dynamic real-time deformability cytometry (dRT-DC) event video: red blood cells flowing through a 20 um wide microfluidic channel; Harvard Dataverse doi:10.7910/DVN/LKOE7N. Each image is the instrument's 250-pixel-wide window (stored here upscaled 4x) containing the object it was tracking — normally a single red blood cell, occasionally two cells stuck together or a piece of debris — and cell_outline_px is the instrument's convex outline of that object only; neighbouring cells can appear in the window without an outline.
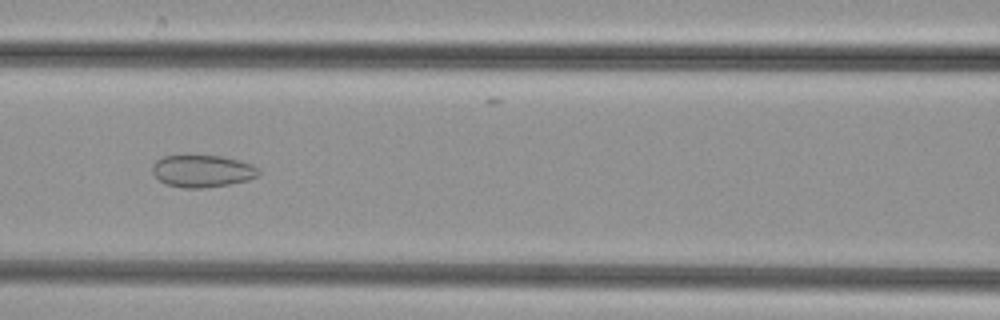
{"species": "common noctule bat (a hibernating species)", "species_latin": "Nyctalus noctula", "temperature_condition": "cold", "stored_images_in_passage": 42, "camera_frame_rate_fps": 3000, "um_per_image_px": 0.085, "animal": {"sex": "female", "body_mass_g": 29.2, "forearm_length_mm": 56.3}, "frame": {"image": 1, "passage_image": 14, "time_ms": 4.333, "image_size_px": [1000, 320], "cell_outline_px": [[260, 172], [256, 176], [248, 180], [228, 184], [204, 188], [184, 188], [164, 184], [152, 172], [152, 164], [156, 160], [164, 156], [220, 156], [240, 160], [252, 164], [260, 168]], "centroid_in_image_um": [17.2, 14.54], "position_along_channel_um": 149.4, "area_um2": 19.94}}
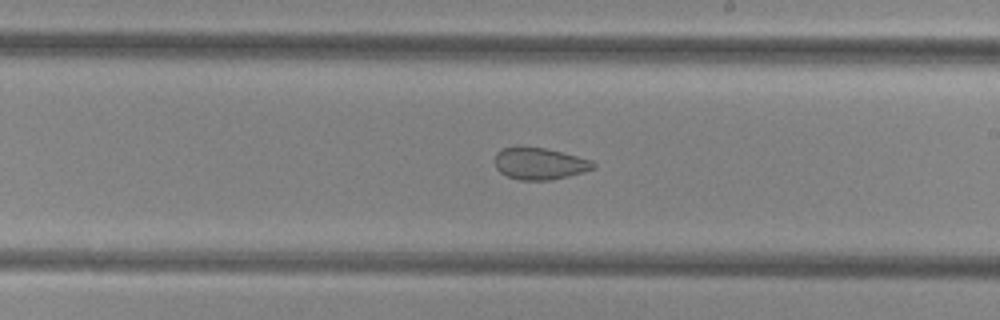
{"frame": {"image": 2, "passage_image": 21, "time_ms": 6.667, "image_size_px": [1000, 320], "cell_outline_px": [[596, 168], [584, 172], [552, 180], [520, 180], [508, 176], [500, 172], [496, 168], [496, 152], [500, 148], [516, 144], [544, 148], [592, 160], [596, 164]], "centroid_in_image_um": [45.84, 13.88], "position_along_channel_um": 243.2, "area_um2": 18.61}}
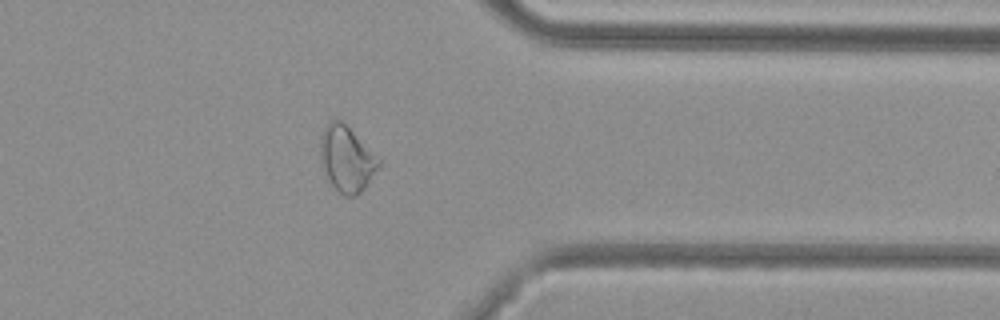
{"frame": {"image": 3, "passage_image": 32, "time_ms": 10.333, "image_size_px": [1000, 320], "cell_outline_px": [[380, 164], [364, 188], [356, 196], [344, 196], [332, 184], [320, 160], [320, 136], [324, 128], [332, 120], [340, 120], [380, 160]], "centroid_in_image_um": [29.44, 13.52], "position_along_channel_um": 382.0, "area_um2": 21.44}}